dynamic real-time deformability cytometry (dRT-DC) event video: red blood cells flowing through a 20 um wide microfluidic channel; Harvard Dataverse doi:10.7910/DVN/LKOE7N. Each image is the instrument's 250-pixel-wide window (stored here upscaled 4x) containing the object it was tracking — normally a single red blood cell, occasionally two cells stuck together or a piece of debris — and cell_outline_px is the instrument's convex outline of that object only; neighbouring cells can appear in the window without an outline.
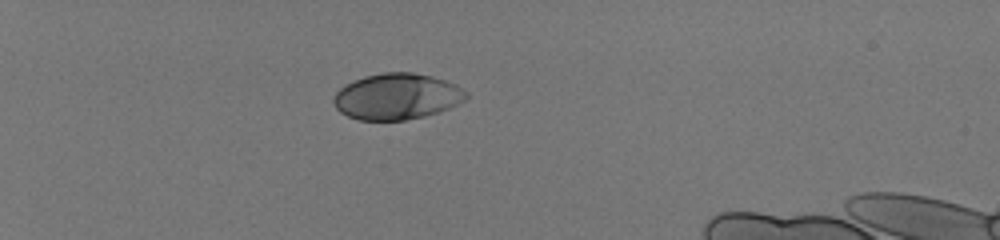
{"species": "human", "species_latin": "Homo sapiens", "temperature_condition": "room temperature", "stored_images_in_passage": 38, "camera_frame_rate_fps": 3000, "um_per_image_px": 0.085, "donor": {"sex": "male"}, "frame": {"image": 1, "passage_image": 1, "time_ms": 0.0, "image_size_px": [1000, 240], "cell_outline_px": [[468, 96], [464, 100], [440, 112], [424, 116], [404, 120], [360, 120], [348, 116], [340, 112], [336, 108], [332, 100], [332, 96], [344, 84], [352, 80], [364, 76], [384, 72], [412, 72], [432, 76], [456, 84], [468, 92]], "centroid_in_image_um": [33.71, 8.19], "position_along_channel_um": 51.3, "area_um2": 35.84}}
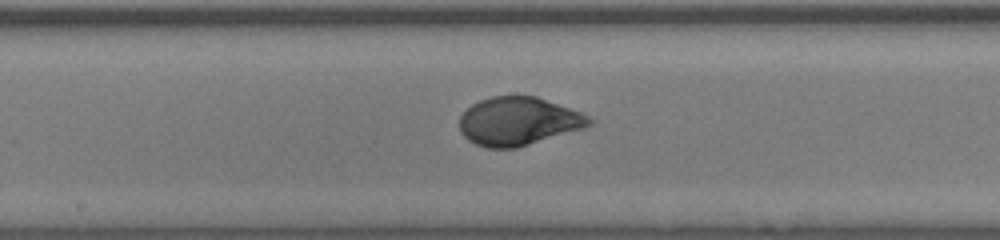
{"frame": {"image": 2, "passage_image": 17, "time_ms": 5.333, "image_size_px": [1000, 240], "cell_outline_px": [[596, 120], [592, 124], [584, 128], [516, 148], [488, 148], [476, 144], [468, 140], [460, 132], [460, 116], [472, 104], [480, 100], [492, 96], [536, 96], [580, 112]], "centroid_in_image_um": [44.06, 10.31], "position_along_channel_um": 204.1, "area_um2": 36.36}}
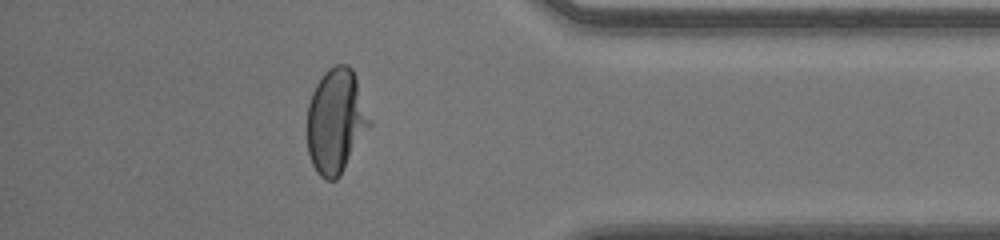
{"frame": {"image": 3, "passage_image": 33, "time_ms": 10.667, "image_size_px": [1000, 240], "cell_outline_px": [[372, 124], [340, 176], [336, 180], [324, 180], [316, 172], [312, 164], [308, 152], [308, 104], [312, 92], [316, 84], [324, 72], [328, 68], [336, 64], [348, 64], [352, 68], [356, 76], [372, 120]], "centroid_in_image_um": [28.58, 10.28], "position_along_channel_um": 406.6, "area_um2": 38.44}, "authors_computed_cell_mechanics": {"area_um2": 36.3562, "velocity_mm_per_s": 4.0327, "shape_relaxation_time_tau1_ms": 3.3246, "shape_relaxation_time_tau2_ms": null, "deformation_change_tau1": 0.1895, "deformation_change_tau2": null}}